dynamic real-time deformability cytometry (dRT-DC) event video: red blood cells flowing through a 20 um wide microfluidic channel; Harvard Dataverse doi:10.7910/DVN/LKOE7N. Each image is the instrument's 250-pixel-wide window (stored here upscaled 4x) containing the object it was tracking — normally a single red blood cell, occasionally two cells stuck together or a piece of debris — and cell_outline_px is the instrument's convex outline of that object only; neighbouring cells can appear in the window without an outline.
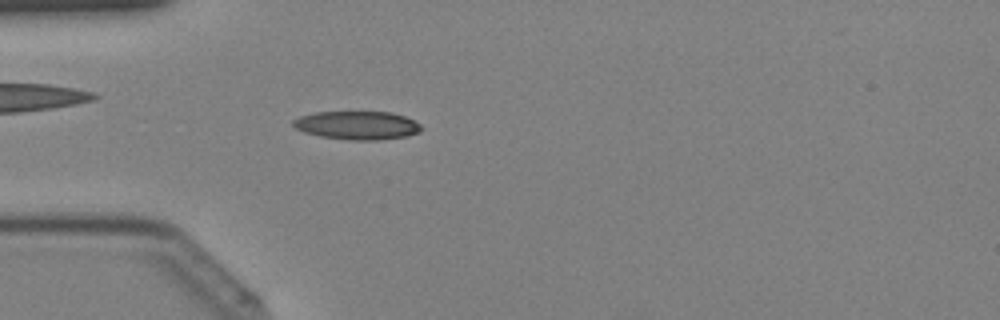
{"species": "Egyptian fruit bat (a non-hibernating species)", "species_latin": "Rousettus aegyptiacus", "temperature_condition": "cold", "stored_images_in_passage": 38, "camera_frame_rate_fps": 3000, "um_per_image_px": 0.085, "animal": {"sex": "female"}, "frame": {"image": 1, "passage_image": 10, "time_ms": 3.0, "image_size_px": [1000, 320], "cell_outline_px": [[424, 128], [420, 132], [404, 136], [380, 140], [348, 140], [320, 136], [304, 132], [296, 128], [292, 124], [292, 120], [300, 116], [316, 112], [392, 112], [404, 116], [420, 124]], "centroid_in_image_um": [30.36, 10.65], "position_along_channel_um": 54.6, "area_um2": 21.21}}
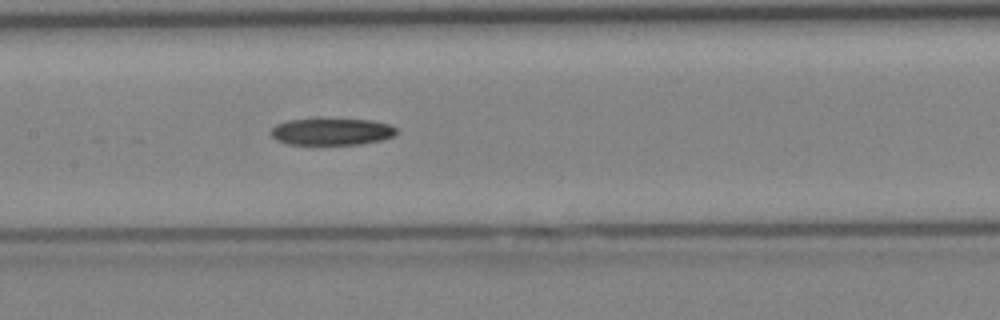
{"frame": {"image": 2, "passage_image": 18, "time_ms": 5.667, "image_size_px": [1000, 320], "cell_outline_px": [[396, 132], [392, 136], [380, 140], [360, 144], [288, 144], [276, 140], [268, 132], [276, 124], [288, 120], [320, 116], [372, 120], [392, 124], [396, 128]], "centroid_in_image_um": [28.15, 11.13], "position_along_channel_um": 179.2, "area_um2": 20.58}}
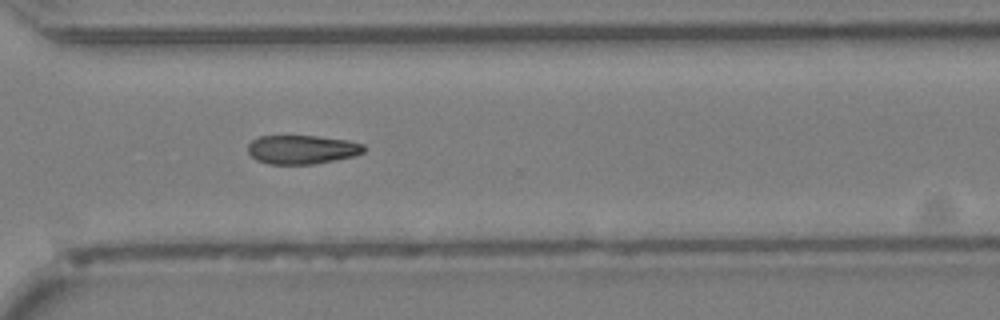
{"frame": {"image": 3, "passage_image": 28, "time_ms": 9.0, "image_size_px": [1000, 320], "cell_outline_px": [[368, 148], [364, 152], [356, 156], [312, 164], [268, 164], [256, 160], [248, 152], [248, 144], [252, 140], [260, 136], [316, 136], [348, 140], [364, 144]], "centroid_in_image_um": [25.71, 12.71], "position_along_channel_um": 344.9, "area_um2": 19.65}}